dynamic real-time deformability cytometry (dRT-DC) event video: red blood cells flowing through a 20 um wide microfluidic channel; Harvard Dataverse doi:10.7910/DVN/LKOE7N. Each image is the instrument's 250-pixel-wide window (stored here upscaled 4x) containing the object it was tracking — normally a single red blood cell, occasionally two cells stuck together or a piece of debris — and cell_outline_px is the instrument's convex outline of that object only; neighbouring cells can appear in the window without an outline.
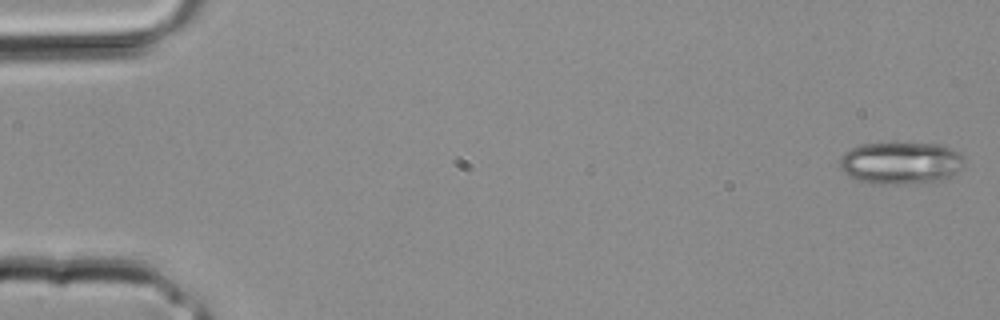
{"species": "common noctule bat (a hibernating species)", "species_latin": "Nyctalus noctula", "temperature_condition": "room temperature", "stored_images_in_passage": 31, "camera_frame_rate_fps": 3000, "um_per_image_px": 0.085, "animal": {"sex": "male", "body_mass_g": 20.4}, "frame": {"image": 1, "passage_image": 1, "time_ms": 0.0, "image_size_px": [1000, 320], "cell_outline_px": [[964, 164], [956, 172], [936, 184], [872, 184], [856, 180], [848, 176], [840, 168], [840, 156], [844, 152], [852, 148], [864, 144], [940, 144], [952, 148], [964, 156]], "centroid_in_image_um": [76.59, 13.89], "position_along_channel_um": 8.4, "area_um2": 31.1}}
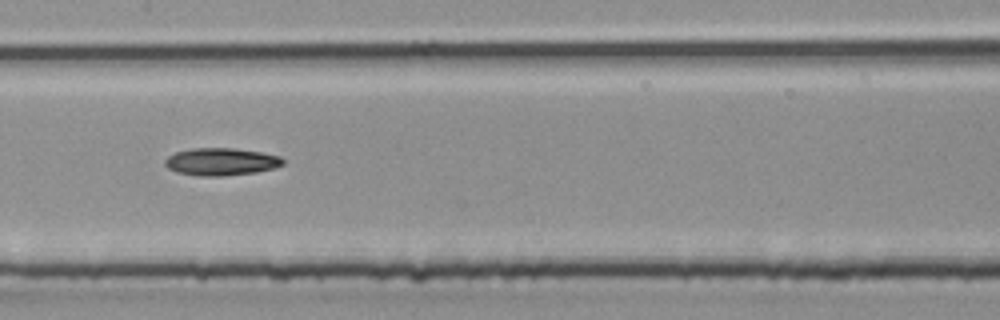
{"frame": {"image": 2, "passage_image": 17, "time_ms": 5.333, "image_size_px": [1000, 320], "cell_outline_px": [[284, 164], [272, 168], [256, 172], [224, 176], [196, 176], [176, 172], [168, 168], [164, 164], [164, 160], [168, 156], [176, 152], [192, 148], [232, 148], [260, 152], [280, 156], [284, 160]], "centroid_in_image_um": [18.76, 13.75], "position_along_channel_um": 188.6, "area_um2": 18.9}}
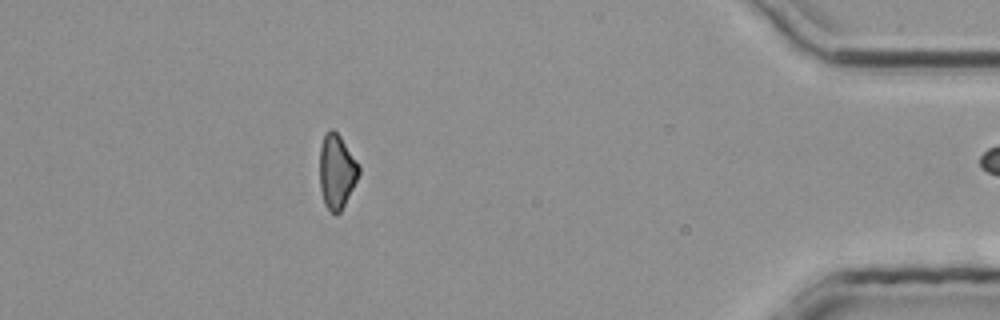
{"frame": {"image": 3, "passage_image": 30, "time_ms": 9.667, "image_size_px": [1000, 320], "cell_outline_px": [[360, 172], [340, 212], [336, 216], [324, 204], [320, 188], [320, 148], [324, 136], [332, 128], [340, 136], [360, 164]], "centroid_in_image_um": [28.62, 14.57], "position_along_channel_um": 406.6, "area_um2": 16.76}}